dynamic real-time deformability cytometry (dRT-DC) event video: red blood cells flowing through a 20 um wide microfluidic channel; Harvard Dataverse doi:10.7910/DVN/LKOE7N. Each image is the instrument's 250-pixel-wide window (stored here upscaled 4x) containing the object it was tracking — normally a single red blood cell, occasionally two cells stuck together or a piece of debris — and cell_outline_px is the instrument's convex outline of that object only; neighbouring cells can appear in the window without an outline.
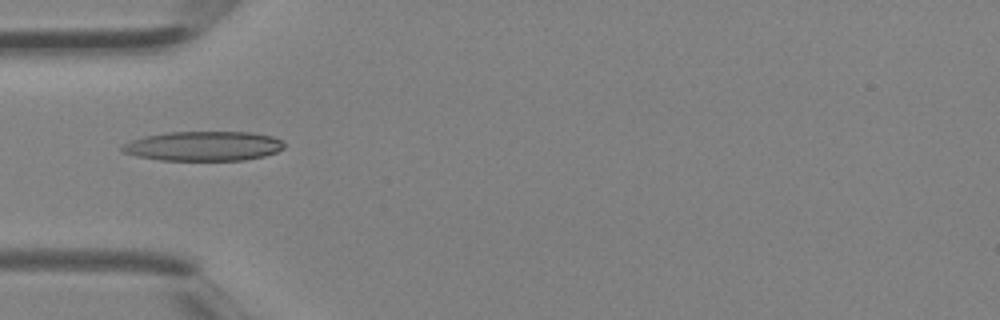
{"species": "Egyptian fruit bat (a non-hibernating species)", "species_latin": "Rousettus aegyptiacus", "temperature_condition": "room temperature", "stored_images_in_passage": 1, "camera_frame_rate_fps": 3000, "um_per_image_px": 0.085, "animal": {"sex": "female"}, "frame": {"image": 1, "passage_image": 1, "time_ms": 0.0, "image_size_px": [1000, 320], "cell_outline_px": [[284, 148], [276, 152], [264, 156], [244, 160], [160, 160], [136, 156], [124, 152], [120, 148], [124, 144], [132, 140], [144, 136], [168, 132], [252, 132], [272, 136], [280, 140], [284, 144]], "centroid_in_image_um": [17.3, 12.41], "position_along_channel_um": 67.7, "area_um2": 27.86}}